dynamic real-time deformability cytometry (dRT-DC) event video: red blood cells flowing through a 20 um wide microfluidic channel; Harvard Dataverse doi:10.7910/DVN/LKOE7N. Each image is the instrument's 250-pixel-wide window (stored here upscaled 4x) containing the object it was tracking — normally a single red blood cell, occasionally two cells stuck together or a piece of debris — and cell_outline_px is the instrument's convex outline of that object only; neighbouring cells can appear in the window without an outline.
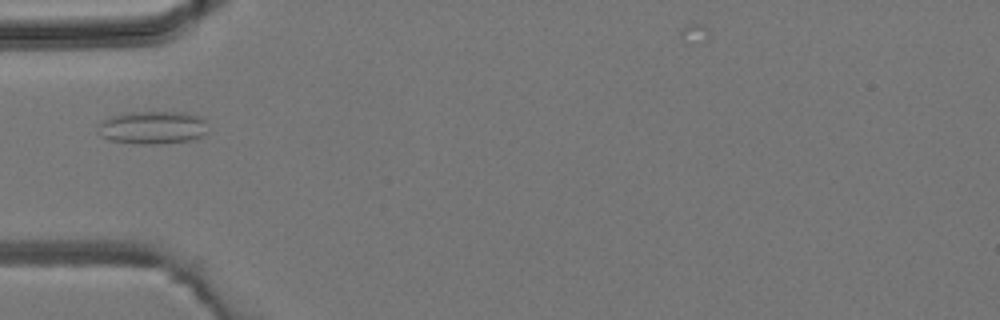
{"species": "common noctule bat (a hibernating species)", "species_latin": "Nyctalus noctula", "temperature_condition": "room temperature", "stored_images_in_passage": 1, "camera_frame_rate_fps": 3000, "um_per_image_px": 0.085, "animal": {"sex": "male", "body_mass_g": 19.2, "forearm_length_mm": 51.8}, "frame": {"image": 1, "passage_image": 1, "time_ms": 0.0, "image_size_px": [1000, 320], "cell_outline_px": [[208, 132], [204, 136], [192, 140], [160, 144], [136, 144], [108, 140], [100, 136], [96, 132], [96, 128], [104, 120], [112, 116], [124, 112], [184, 112], [196, 116], [204, 120]], "centroid_in_image_um": [12.94, 10.86], "position_along_channel_um": 72.1, "area_um2": 21.44}}